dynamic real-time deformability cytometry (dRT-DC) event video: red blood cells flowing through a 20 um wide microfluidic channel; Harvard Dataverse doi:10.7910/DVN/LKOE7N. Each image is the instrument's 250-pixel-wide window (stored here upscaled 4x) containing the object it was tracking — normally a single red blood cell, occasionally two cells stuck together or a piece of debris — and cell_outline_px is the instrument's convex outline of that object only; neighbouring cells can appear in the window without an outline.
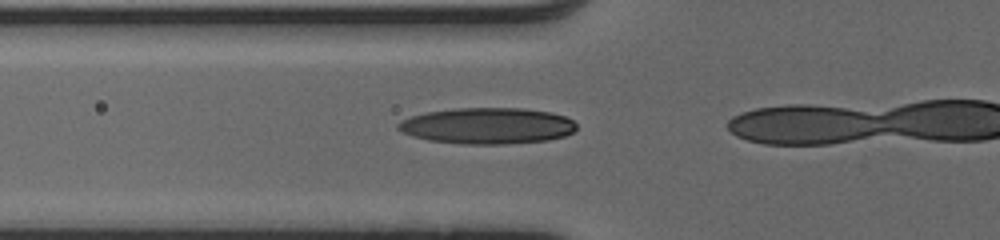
{"species": "human", "species_latin": "Homo sapiens", "temperature_condition": "cold", "stored_images_in_passage": 16, "camera_frame_rate_fps": 3000, "um_per_image_px": 0.085, "donor": {"sex": "male"}, "frame": {"image": 1, "passage_image": 14, "time_ms": 4.333, "image_size_px": [1000, 240], "cell_outline_px": [[576, 128], [572, 132], [564, 136], [548, 140], [504, 144], [460, 144], [428, 140], [412, 136], [396, 128], [396, 124], [400, 120], [412, 116], [428, 112], [456, 108], [524, 108], [552, 112], [564, 116], [572, 120], [576, 124]], "centroid_in_image_um": [41.42, 10.69], "position_along_channel_um": 84.4, "area_um2": 37.69}}